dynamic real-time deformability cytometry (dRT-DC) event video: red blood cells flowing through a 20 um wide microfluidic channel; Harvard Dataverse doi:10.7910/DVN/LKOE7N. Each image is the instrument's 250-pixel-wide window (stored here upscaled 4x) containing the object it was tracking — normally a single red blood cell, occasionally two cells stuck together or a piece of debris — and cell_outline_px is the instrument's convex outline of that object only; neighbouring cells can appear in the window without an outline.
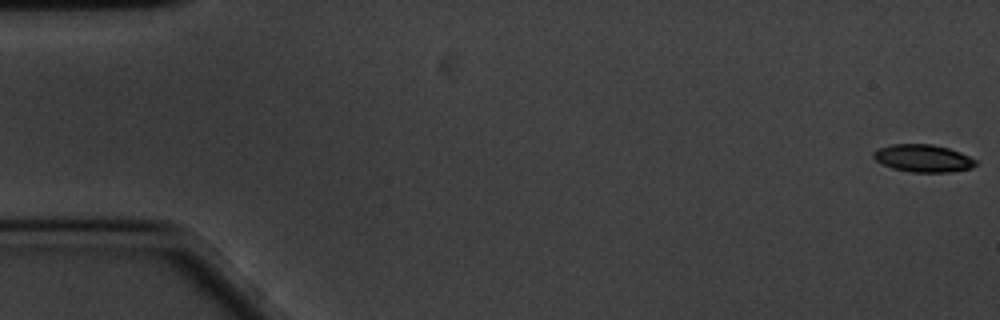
{"species": "common noctule bat (a hibernating species)", "species_latin": "Nyctalus noctula", "temperature_condition": "cold", "stored_images_in_passage": 11, "camera_frame_rate_fps": 3000, "um_per_image_px": 0.085, "animal": {"sex": "male", "body_mass_g": 20.1, "forearm_length_mm": 53.5}, "frame": {"image": 1, "passage_image": 1, "time_ms": 0.0, "image_size_px": [1000, 320], "cell_outline_px": [[976, 164], [972, 168], [948, 172], [912, 172], [892, 168], [876, 160], [872, 156], [872, 152], [880, 148], [892, 144], [932, 144], [948, 148], [960, 152], [976, 160]], "centroid_in_image_um": [78.46, 13.45], "position_along_channel_um": 6.5, "area_um2": 16.24}}